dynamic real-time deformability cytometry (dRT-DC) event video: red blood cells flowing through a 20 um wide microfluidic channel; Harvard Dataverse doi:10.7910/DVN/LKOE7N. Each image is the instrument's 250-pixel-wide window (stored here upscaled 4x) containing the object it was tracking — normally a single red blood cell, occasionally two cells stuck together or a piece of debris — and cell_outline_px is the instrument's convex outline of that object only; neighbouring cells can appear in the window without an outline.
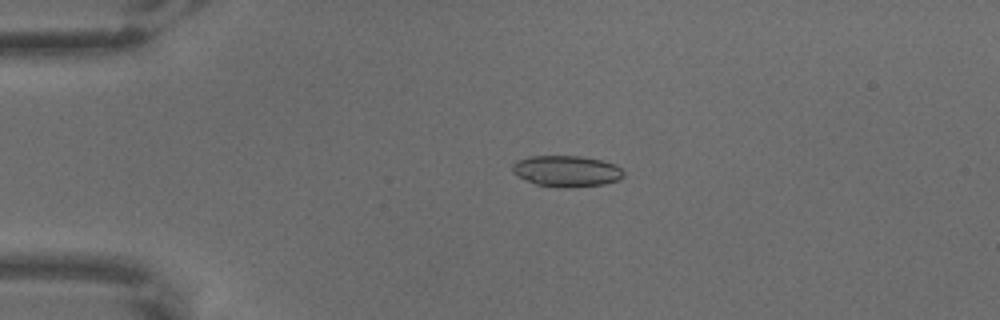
{"species": "common noctule bat (a hibernating species)", "species_latin": "Nyctalus noctula", "temperature_condition": "warm", "stored_images_in_passage": 4, "camera_frame_rate_fps": 3000, "um_per_image_px": 0.085, "animal": {"sex": "male", "body_mass_g": 18.8}, "frame": {"image": 1, "passage_image": 4, "time_ms": 1.0, "image_size_px": [1000, 320], "cell_outline_px": [[624, 176], [620, 180], [604, 184], [564, 188], [556, 188], [536, 184], [512, 172], [512, 164], [516, 160], [532, 156], [580, 156], [600, 160], [616, 164], [624, 172]], "centroid_in_image_um": [48.18, 14.55], "position_along_channel_um": 36.8, "area_um2": 20.23}}